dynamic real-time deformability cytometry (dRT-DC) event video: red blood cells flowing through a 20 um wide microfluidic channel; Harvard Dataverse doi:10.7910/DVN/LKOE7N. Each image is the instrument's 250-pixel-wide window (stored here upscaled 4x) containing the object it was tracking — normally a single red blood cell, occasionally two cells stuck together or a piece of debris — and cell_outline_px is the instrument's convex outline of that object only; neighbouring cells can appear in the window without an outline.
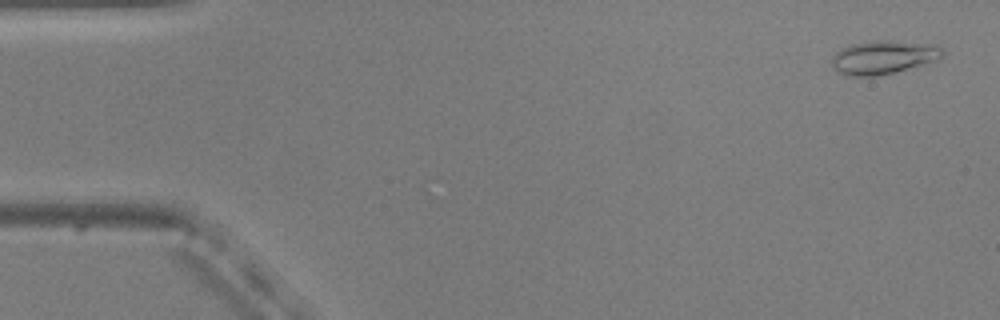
{"species": "common noctule bat (a hibernating species)", "species_latin": "Nyctalus noctula", "temperature_condition": "warm", "stored_images_in_passage": 53, "camera_frame_rate_fps": 3000, "um_per_image_px": 0.085, "animal": {"sex": "male", "body_mass_g": 20.5, "forearm_length_mm": 52.5}, "frame": {"image": 1, "passage_image": 2, "time_ms": 0.333, "image_size_px": [1000, 320], "cell_outline_px": [[944, 56], [936, 60], [896, 72], [876, 76], [848, 76], [840, 72], [832, 64], [832, 56], [840, 48], [852, 44], [876, 40], [892, 40], [928, 44], [940, 48], [944, 52]], "centroid_in_image_um": [75.07, 4.87], "position_along_channel_um": 9.9, "area_um2": 21.44}}
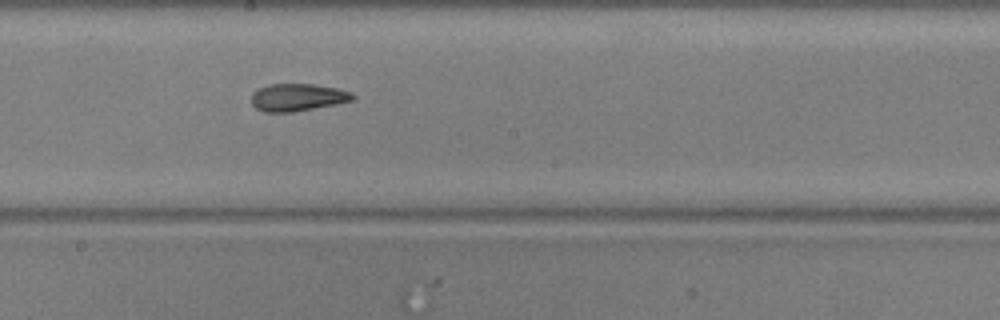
{"frame": {"image": 2, "passage_image": 29, "time_ms": 9.333, "image_size_px": [1000, 320], "cell_outline_px": [[356, 96], [352, 100], [336, 104], [292, 112], [264, 112], [256, 108], [252, 104], [252, 92], [268, 84], [312, 84], [340, 88], [352, 92]], "centroid_in_image_um": [25.31, 8.27], "position_along_channel_um": 222.9, "area_um2": 16.24}}
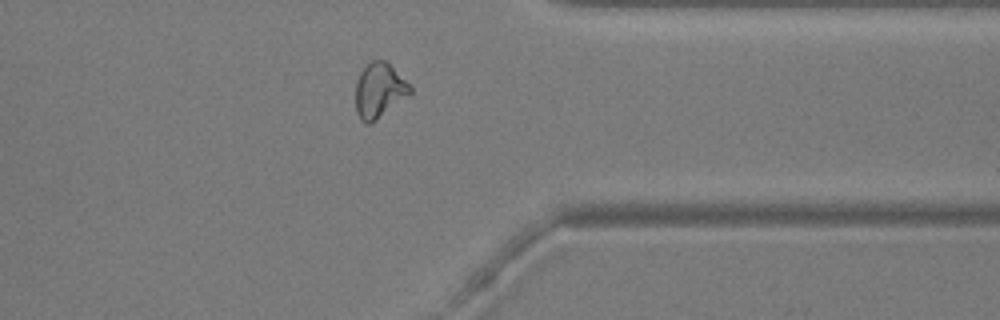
{"frame": {"image": 3, "passage_image": 42, "time_ms": 13.667, "image_size_px": [1000, 320], "cell_outline_px": [[412, 92], [368, 124], [360, 120], [356, 112], [356, 84], [360, 72], [372, 60], [384, 60], [412, 88]], "centroid_in_image_um": [32.19, 7.68], "position_along_channel_um": 379.2, "area_um2": 16.59}, "authors_computed_cell_mechanics": {"area_um2": 17.5134, "velocity_mm_per_s": 3.7875, "shape_relaxation_time_tau1_ms": 8.252, "shape_relaxation_time_tau2_ms": 1.7803, "deformation_change_tau1": 0.2061, "deformation_change_tau2": 0.0793}}